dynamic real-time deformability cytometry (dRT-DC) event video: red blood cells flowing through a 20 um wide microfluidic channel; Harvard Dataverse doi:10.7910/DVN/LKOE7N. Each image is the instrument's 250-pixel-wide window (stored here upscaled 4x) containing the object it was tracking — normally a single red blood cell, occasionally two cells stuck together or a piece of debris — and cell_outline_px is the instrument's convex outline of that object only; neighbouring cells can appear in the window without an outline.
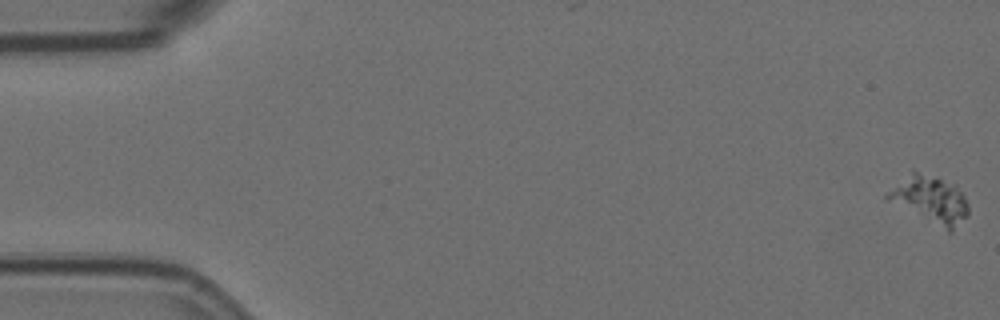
{"species": "Egyptian fruit bat (a non-hibernating species)", "species_latin": "Rousettus aegyptiacus", "temperature_condition": "room temperature", "stored_images_in_passage": 6, "segment_of_instrument_passage": [2, 2], "camera_frame_rate_fps": 3000, "um_per_image_px": 0.085, "animal": {"sex": "female"}, "frame": {"image": 1, "passage_image": 6, "time_ms": 1.667, "image_size_px": [1000, 320], "cell_outline_px": [[968, 216], [952, 232], [948, 232], [884, 200], [884, 196], [912, 168], [940, 180], [960, 192], [964, 196], [968, 204]], "centroid_in_image_um": [79.0, 17.01], "position_along_channel_um": 6.0, "area_um2": 22.2}}